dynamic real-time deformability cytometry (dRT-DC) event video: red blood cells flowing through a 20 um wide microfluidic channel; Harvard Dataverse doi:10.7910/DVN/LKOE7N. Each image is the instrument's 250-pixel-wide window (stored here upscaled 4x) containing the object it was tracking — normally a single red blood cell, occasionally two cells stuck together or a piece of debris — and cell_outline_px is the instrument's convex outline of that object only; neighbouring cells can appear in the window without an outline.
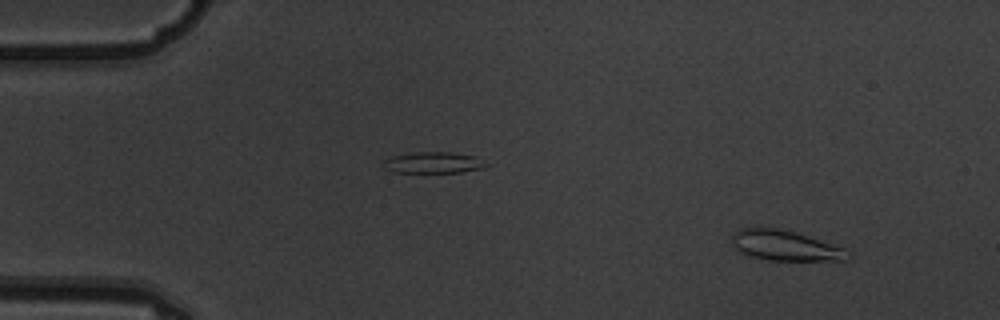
{"species": "common noctule bat (a hibernating species)", "species_latin": "Nyctalus noctula", "temperature_condition": "warm", "stored_images_in_passage": 5, "camera_frame_rate_fps": 3000, "um_per_image_px": 0.085, "animal": {"sex": "male", "body_mass_g": 19.5, "forearm_length_mm": 54.6}, "frame": {"image": 1, "passage_image": 2, "time_ms": 0.333, "image_size_px": [1000, 320], "cell_outline_px": [[852, 256], [844, 260], [768, 260], [748, 256], [740, 252], [732, 244], [732, 236], [740, 228], [776, 228], [792, 232], [844, 248]], "centroid_in_image_um": [66.69, 20.89], "position_along_channel_um": 18.3, "area_um2": 19.94}}